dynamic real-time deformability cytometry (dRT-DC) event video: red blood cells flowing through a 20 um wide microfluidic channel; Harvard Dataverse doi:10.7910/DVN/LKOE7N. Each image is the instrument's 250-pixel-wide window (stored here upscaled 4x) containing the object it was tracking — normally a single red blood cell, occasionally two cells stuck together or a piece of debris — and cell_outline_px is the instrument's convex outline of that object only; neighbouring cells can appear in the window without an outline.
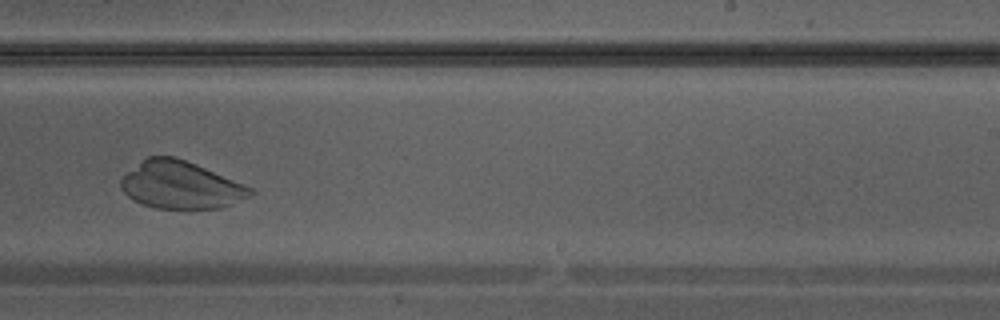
{"species": "Egyptian fruit bat (a non-hibernating species)", "species_latin": "Rousettus aegyptiacus", "temperature_condition": "warm", "stored_images_in_passage": 29, "camera_frame_rate_fps": 3000, "um_per_image_px": 0.085, "animal": {"sex": "male"}, "frame": {"image": 1, "passage_image": 17, "time_ms": 5.333, "image_size_px": [1000, 320], "cell_outline_px": [[256, 192], [252, 196], [220, 208], [156, 208], [144, 204], [128, 196], [120, 188], [120, 180], [128, 172], [148, 156], [176, 156], [196, 164], [244, 184], [252, 188]], "centroid_in_image_um": [15.39, 15.72], "position_along_channel_um": 273.6, "area_um2": 35.43}}